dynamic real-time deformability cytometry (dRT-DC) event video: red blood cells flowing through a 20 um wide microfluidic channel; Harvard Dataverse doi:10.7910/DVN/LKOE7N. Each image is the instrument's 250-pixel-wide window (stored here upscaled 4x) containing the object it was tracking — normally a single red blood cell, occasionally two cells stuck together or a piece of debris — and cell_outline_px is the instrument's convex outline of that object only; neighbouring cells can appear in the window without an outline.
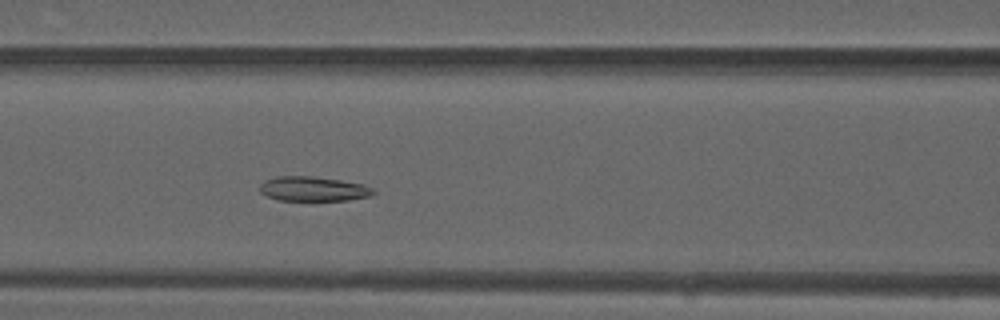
{"species": "common noctule bat (a hibernating species)", "species_latin": "Nyctalus noctula", "temperature_condition": "warm", "stored_images_in_passage": 36, "camera_frame_rate_fps": 3000, "um_per_image_px": 0.085, "animal": {"sex": "male", "forearm_length_mm": 52.5}, "frame": {"image": 1, "passage_image": 8, "time_ms": 2.333, "image_size_px": [1000, 320], "cell_outline_px": [[376, 192], [372, 196], [348, 200], [280, 200], [268, 196], [260, 192], [260, 184], [264, 180], [276, 176], [312, 176], [340, 180], [364, 184], [372, 188]], "centroid_in_image_um": [26.64, 16.05], "position_along_channel_um": 140.0, "area_um2": 16.3}}
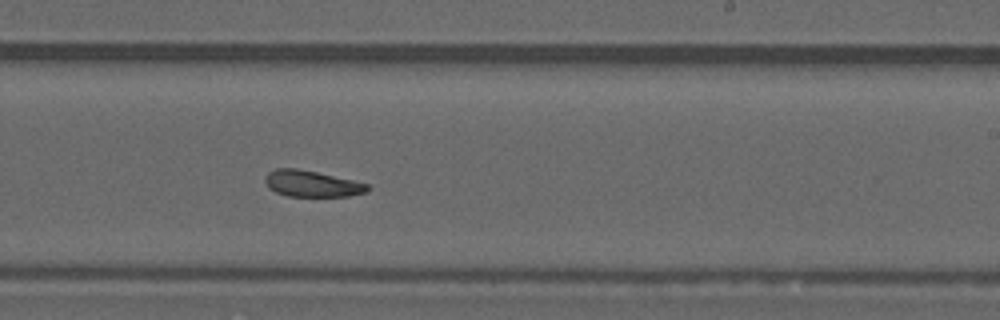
{"frame": {"image": 2, "passage_image": 17, "time_ms": 5.333, "image_size_px": [1000, 320], "cell_outline_px": [[372, 188], [368, 192], [348, 196], [288, 196], [276, 192], [268, 188], [264, 180], [264, 176], [268, 172], [276, 168], [296, 168], [316, 172], [352, 180], [368, 184]], "centroid_in_image_um": [26.5, 15.61], "position_along_channel_um": 262.5, "area_um2": 15.72}}
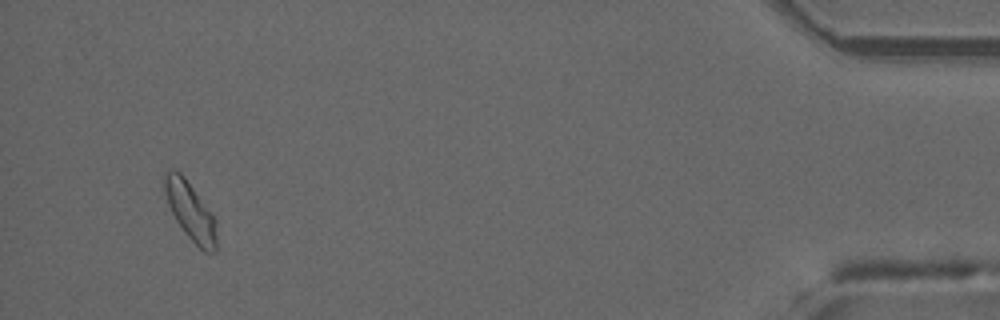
{"frame": {"image": 3, "passage_image": 34, "time_ms": 11.0, "image_size_px": [1000, 320], "cell_outline_px": [[216, 252], [204, 252], [184, 232], [176, 220], [168, 204], [164, 192], [164, 172], [168, 168], [172, 168], [180, 172], [184, 176], [216, 220]], "centroid_in_image_um": [16.16, 17.92], "position_along_channel_um": 419.0, "area_um2": 17.46}, "authors_computed_cell_mechanics": {"area_um2": 16.762, "velocity_mm_per_s": 4.0979, "shape_relaxation_time_tau1_ms": null, "shape_relaxation_time_tau2_ms": 7.787, "deformation_change_tau1": null, "deformation_change_tau2": 0.1354}}